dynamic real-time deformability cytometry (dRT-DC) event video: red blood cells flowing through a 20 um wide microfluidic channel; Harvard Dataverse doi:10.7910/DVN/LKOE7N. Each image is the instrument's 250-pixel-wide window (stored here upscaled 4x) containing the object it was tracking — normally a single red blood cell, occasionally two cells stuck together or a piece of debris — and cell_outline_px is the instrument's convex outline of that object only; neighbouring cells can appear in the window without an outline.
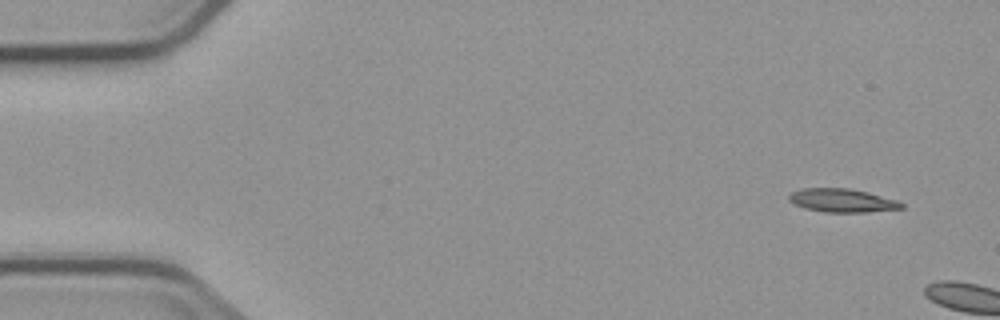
{"species": "common noctule bat (a hibernating species)", "species_latin": "Nyctalus noctula", "temperature_condition": "cold", "stored_images_in_passage": 2, "camera_frame_rate_fps": 3000, "um_per_image_px": 0.085, "animal": {"sex": "male", "body_mass_g": 23.1, "forearm_length_mm": 52.7}, "frame": {"image": 1, "passage_image": 1, "time_ms": 0.0, "image_size_px": [1000, 320], "cell_outline_px": [[904, 208], [868, 212], [824, 212], [804, 208], [788, 200], [788, 196], [792, 192], [800, 188], [848, 188], [868, 192], [900, 200], [904, 204]], "centroid_in_image_um": [71.62, 17.03], "position_along_channel_um": 13.4, "area_um2": 15.55}}